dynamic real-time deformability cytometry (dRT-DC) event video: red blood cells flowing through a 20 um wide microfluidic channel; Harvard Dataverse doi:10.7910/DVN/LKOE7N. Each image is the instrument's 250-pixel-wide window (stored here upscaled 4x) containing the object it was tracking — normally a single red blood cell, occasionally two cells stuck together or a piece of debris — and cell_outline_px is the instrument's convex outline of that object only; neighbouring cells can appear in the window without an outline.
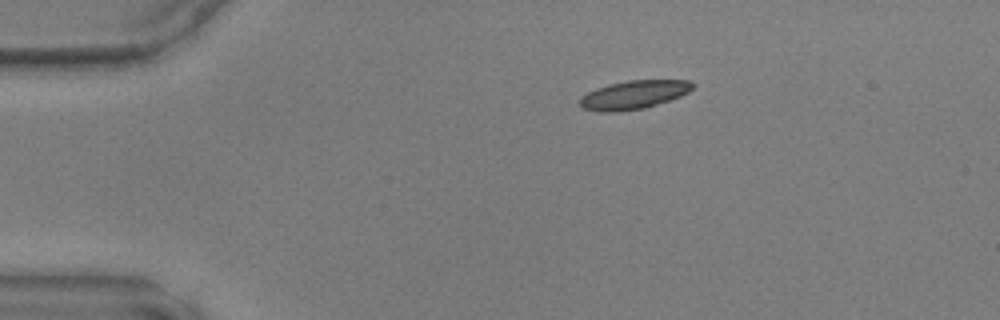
{"species": "common noctule bat (a hibernating species)", "species_latin": "Nyctalus noctula", "temperature_condition": "warm", "stored_images_in_passage": 39, "camera_frame_rate_fps": 3000, "um_per_image_px": 0.085, "animal": {"sex": "male", "body_mass_g": 17.9, "forearm_length_mm": 54.2}, "frame": {"image": 1, "passage_image": 1, "time_ms": 0.0, "image_size_px": [1000, 320], "cell_outline_px": [[696, 84], [688, 92], [680, 96], [644, 108], [616, 112], [600, 112], [580, 108], [580, 96], [596, 88], [608, 84], [628, 80], [692, 80]], "centroid_in_image_um": [53.84, 8.05], "position_along_channel_um": 31.2, "area_um2": 18.84}}
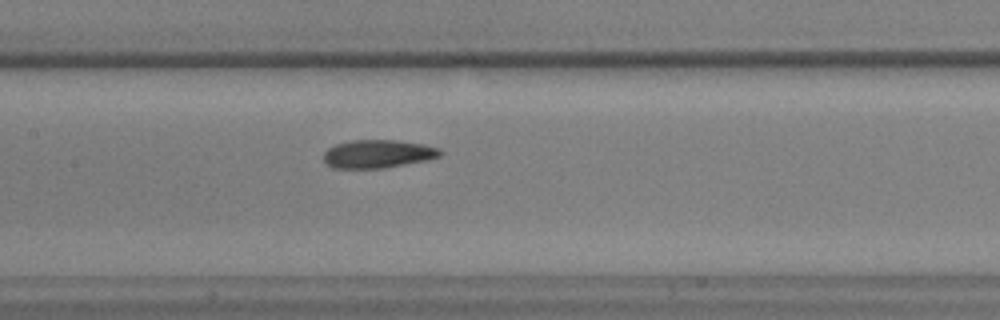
{"frame": {"image": 2, "passage_image": 15, "time_ms": 4.667, "image_size_px": [1000, 320], "cell_outline_px": [[444, 152], [440, 156], [428, 160], [384, 168], [332, 168], [324, 164], [324, 152], [328, 148], [336, 144], [352, 140], [396, 140], [424, 144], [440, 148]], "centroid_in_image_um": [32.13, 13.08], "position_along_channel_um": 175.3, "area_um2": 19.36}}
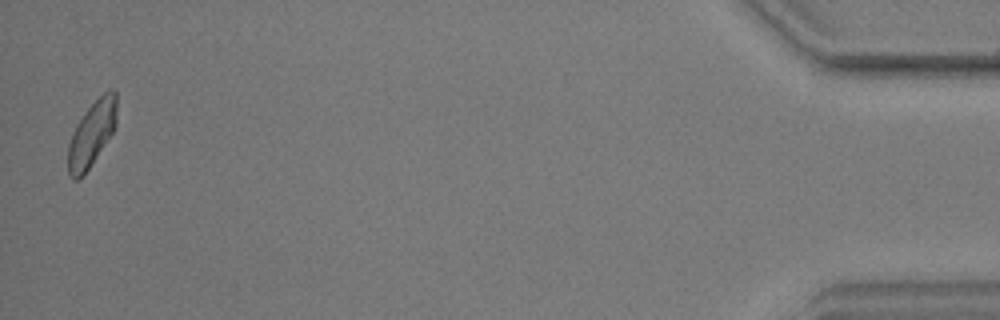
{"frame": {"image": 3, "passage_image": 39, "time_ms": 12.667, "image_size_px": [1000, 320], "cell_outline_px": [[116, 124], [112, 132], [88, 168], [76, 180], [72, 180], [68, 176], [68, 144], [76, 124], [88, 108], [108, 88], [112, 88], [116, 92]], "centroid_in_image_um": [7.79, 11.34], "position_along_channel_um": 427.4, "area_um2": 18.03}}